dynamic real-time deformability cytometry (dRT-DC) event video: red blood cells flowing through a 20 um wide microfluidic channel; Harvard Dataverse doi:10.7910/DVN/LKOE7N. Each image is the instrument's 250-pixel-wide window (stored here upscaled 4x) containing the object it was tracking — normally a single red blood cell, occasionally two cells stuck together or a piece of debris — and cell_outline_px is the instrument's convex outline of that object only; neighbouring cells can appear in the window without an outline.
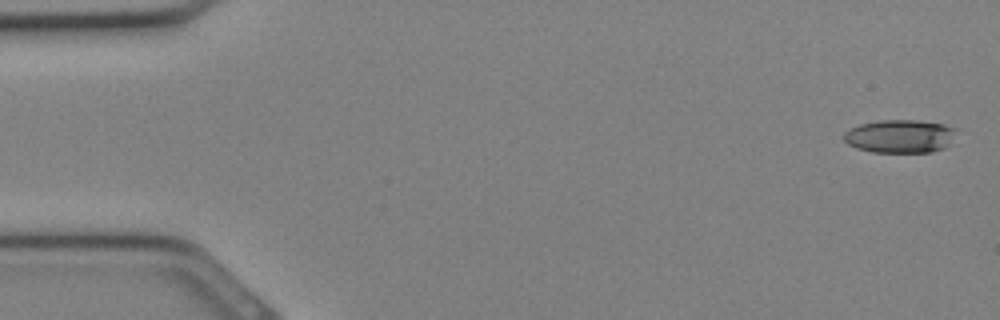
{"species": "Egyptian fruit bat (a non-hibernating species)", "species_latin": "Rousettus aegyptiacus", "temperature_condition": "cold", "stored_images_in_passage": 29, "camera_frame_rate_fps": 3000, "um_per_image_px": 0.085, "animal": {"sex": "female"}, "frame": {"image": 1, "passage_image": 1, "time_ms": 0.0, "image_size_px": [1000, 320], "cell_outline_px": [[956, 128], [948, 144], [944, 148], [932, 152], [872, 152], [856, 148], [848, 144], [844, 140], [844, 132], [860, 124], [880, 120], [920, 120], [944, 124]], "centroid_in_image_um": [76.48, 11.58], "position_along_channel_um": 8.5, "area_um2": 21.68}}
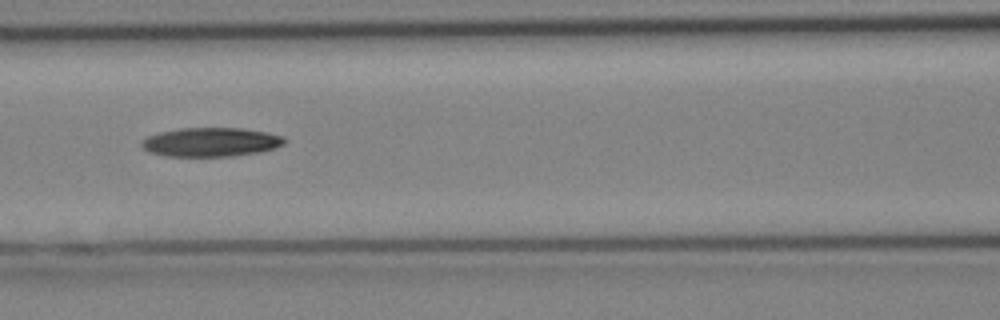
{"frame": {"image": 2, "passage_image": 14, "time_ms": 4.333, "image_size_px": [1000, 320], "cell_outline_px": [[288, 140], [284, 144], [276, 148], [260, 152], [232, 156], [164, 156], [148, 152], [140, 144], [148, 136], [160, 132], [180, 128], [240, 128], [264, 132], [284, 136]], "centroid_in_image_um": [17.95, 12.08], "position_along_channel_um": 148.6, "area_um2": 24.16}}
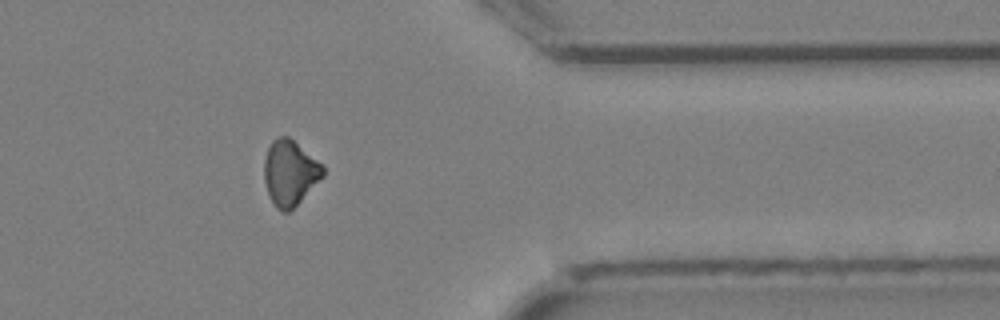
{"frame": {"image": 3, "passage_image": 26, "time_ms": 8.333, "image_size_px": [1000, 320], "cell_outline_px": [[324, 176], [288, 212], [284, 212], [276, 208], [268, 196], [264, 180], [264, 160], [268, 148], [272, 140], [276, 136], [288, 136], [324, 164]], "centroid_in_image_um": [24.63, 14.66], "position_along_channel_um": 386.8, "area_um2": 22.43}}